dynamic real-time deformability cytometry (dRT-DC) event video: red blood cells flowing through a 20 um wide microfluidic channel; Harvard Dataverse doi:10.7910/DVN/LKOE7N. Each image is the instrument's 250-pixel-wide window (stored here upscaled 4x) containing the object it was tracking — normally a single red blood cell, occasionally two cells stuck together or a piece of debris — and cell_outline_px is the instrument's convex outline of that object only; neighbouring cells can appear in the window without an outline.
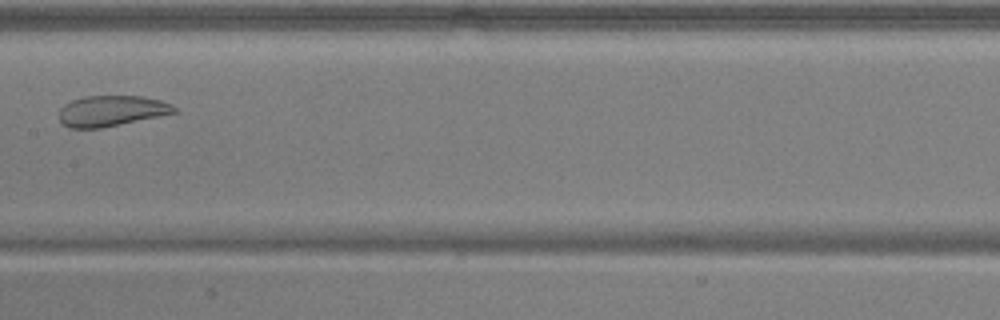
{"species": "common noctule bat (a hibernating species)", "species_latin": "Nyctalus noctula", "temperature_condition": "warm", "stored_images_in_passage": 7, "camera_frame_rate_fps": 3000, "um_per_image_px": 0.085, "animal": {"sex": "male", "body_mass_g": 17.9, "forearm_length_mm": 54.2}, "frame": {"image": 1, "passage_image": 7, "time_ms": 2.0, "image_size_px": [1000, 320], "cell_outline_px": [[176, 112], [100, 128], [68, 128], [60, 120], [60, 108], [64, 104], [72, 100], [84, 96], [140, 96], [160, 100], [172, 104], [176, 108]], "centroid_in_image_um": [9.44, 9.41], "position_along_channel_um": 198.0, "area_um2": 20.29}}